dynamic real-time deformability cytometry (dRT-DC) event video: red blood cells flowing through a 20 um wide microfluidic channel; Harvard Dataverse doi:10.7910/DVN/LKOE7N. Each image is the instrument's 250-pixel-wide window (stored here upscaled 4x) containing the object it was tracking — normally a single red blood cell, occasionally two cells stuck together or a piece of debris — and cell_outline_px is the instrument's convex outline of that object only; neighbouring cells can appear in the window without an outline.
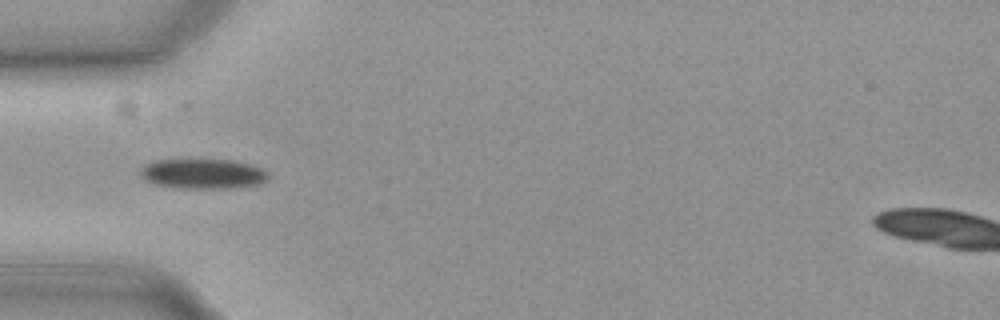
{"species": "common noctule bat (a hibernating species)", "species_latin": "Nyctalus noctula", "temperature_condition": "cold", "stored_images_in_passage": 24, "camera_frame_rate_fps": 3000, "um_per_image_px": 0.085, "animal": {"sex": "female", "body_mass_g": 19.3, "forearm_length_mm": 54.1}, "frame": {"image": 1, "passage_image": 1, "time_ms": 0.0, "image_size_px": [1000, 320], "cell_outline_px": [[268, 180], [260, 184], [232, 188], [176, 188], [156, 184], [144, 180], [140, 176], [140, 172], [148, 164], [156, 160], [232, 160], [252, 164], [264, 168], [268, 172]], "centroid_in_image_um": [17.32, 14.78], "position_along_channel_um": 67.7, "area_um2": 22.37}}
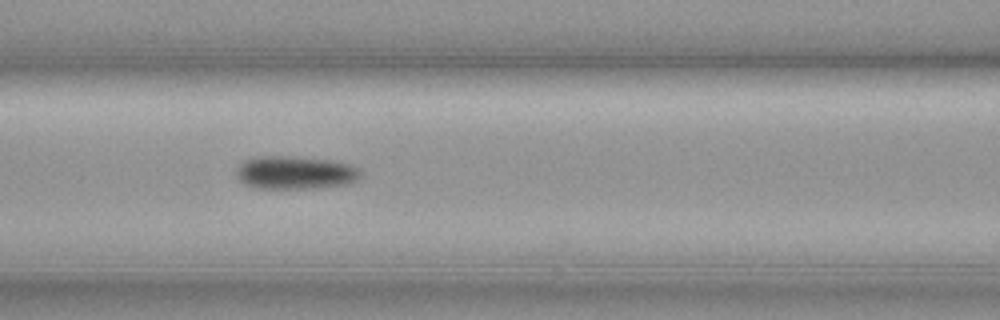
{"frame": {"image": 2, "passage_image": 7, "time_ms": 2.0, "image_size_px": [1000, 320], "cell_outline_px": [[360, 176], [356, 180], [344, 184], [316, 188], [260, 188], [244, 184], [240, 180], [236, 172], [240, 164], [244, 160], [264, 156], [292, 156], [328, 160], [348, 164], [356, 168], [360, 172]], "centroid_in_image_um": [25.06, 14.67], "position_along_channel_um": 141.5, "area_um2": 23.52}}
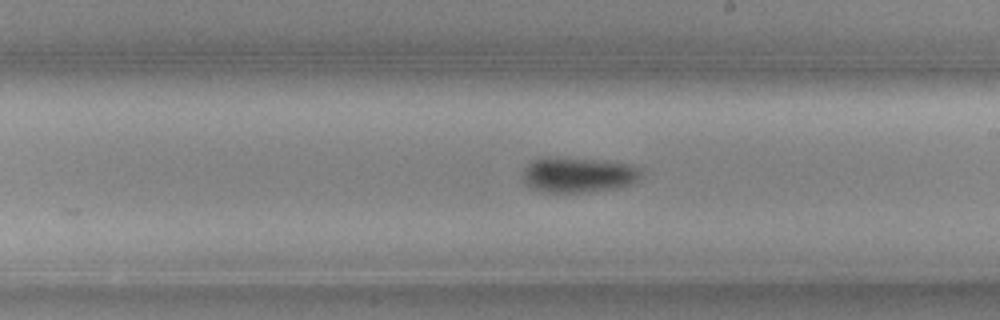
{"frame": {"image": 3, "passage_image": 15, "time_ms": 4.667, "image_size_px": [1000, 320], "cell_outline_px": [[644, 168], [640, 180], [632, 184], [620, 188], [588, 192], [544, 192], [532, 188], [524, 180], [524, 168], [532, 160], [540, 156], [556, 156], [608, 160], [632, 164]], "centroid_in_image_um": [49.24, 14.83], "position_along_channel_um": 239.8, "area_um2": 25.26}}